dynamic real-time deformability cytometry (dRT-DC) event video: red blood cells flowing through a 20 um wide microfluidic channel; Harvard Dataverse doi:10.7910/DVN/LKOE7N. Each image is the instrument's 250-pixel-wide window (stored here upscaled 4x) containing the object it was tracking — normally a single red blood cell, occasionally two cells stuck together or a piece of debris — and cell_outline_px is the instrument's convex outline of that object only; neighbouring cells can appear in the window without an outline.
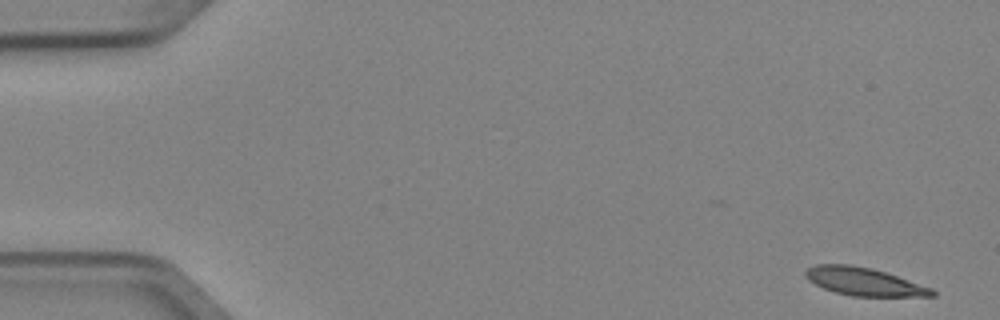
{"species": "Egyptian fruit bat (a non-hibernating species)", "species_latin": "Rousettus aegyptiacus", "temperature_condition": "cold", "stored_images_in_passage": 7, "camera_frame_rate_fps": 3000, "um_per_image_px": 0.085, "animal": {"sex": "female"}, "frame": {"image": 1, "passage_image": 1, "time_ms": 0.0, "image_size_px": [1000, 320], "cell_outline_px": [[936, 296], [852, 296], [836, 292], [824, 288], [808, 280], [804, 276], [804, 272], [808, 268], [816, 264], [852, 264], [872, 268], [932, 288], [936, 292]], "centroid_in_image_um": [73.41, 23.93], "position_along_channel_um": 11.6, "area_um2": 20.46}}
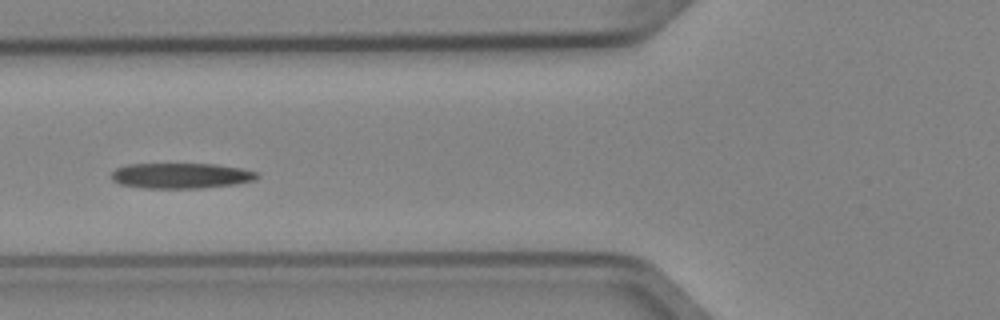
{"frame": {"image": 2, "passage_image": 6, "time_ms": 1.667, "image_size_px": [1000, 320], "cell_outline_px": [[260, 176], [256, 180], [236, 184], [200, 188], [144, 188], [120, 184], [112, 180], [112, 172], [116, 168], [128, 164], [216, 164], [240, 168], [256, 172]], "centroid_in_image_um": [15.4, 14.93], "position_along_channel_um": 110.4, "area_um2": 21.62}}
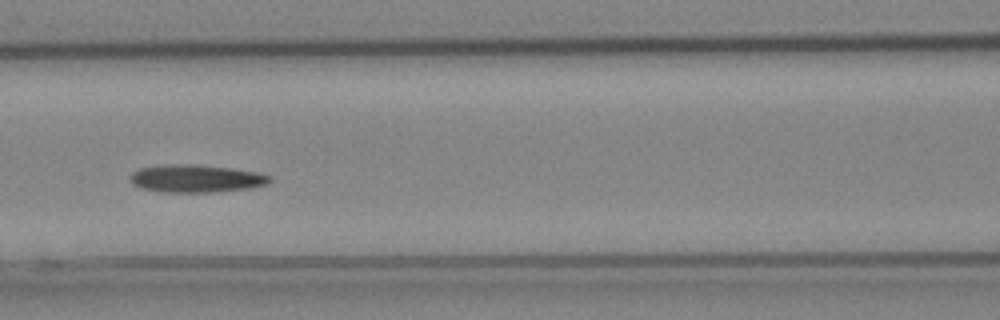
{"frame": {"image": 3, "passage_image": 7, "time_ms": 2.0, "image_size_px": [1000, 320], "cell_outline_px": [[272, 180], [268, 184], [252, 188], [216, 192], [160, 192], [140, 188], [132, 184], [128, 180], [128, 176], [132, 172], [140, 168], [176, 164], [192, 164], [232, 168], [256, 172], [272, 176]], "centroid_in_image_um": [16.66, 15.19], "position_along_channel_um": 149.9, "area_um2": 22.77}}